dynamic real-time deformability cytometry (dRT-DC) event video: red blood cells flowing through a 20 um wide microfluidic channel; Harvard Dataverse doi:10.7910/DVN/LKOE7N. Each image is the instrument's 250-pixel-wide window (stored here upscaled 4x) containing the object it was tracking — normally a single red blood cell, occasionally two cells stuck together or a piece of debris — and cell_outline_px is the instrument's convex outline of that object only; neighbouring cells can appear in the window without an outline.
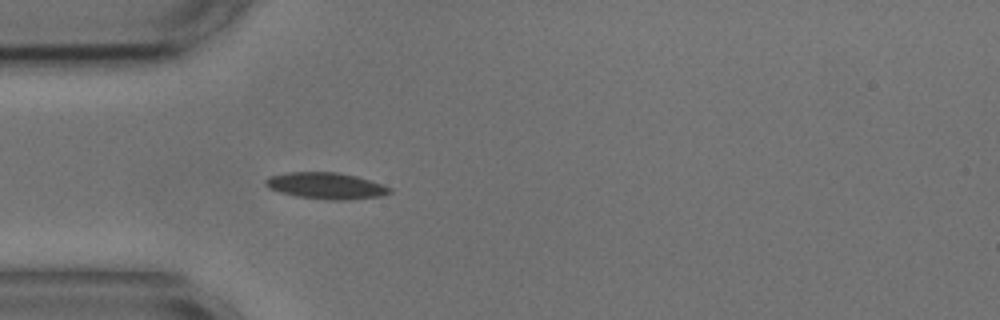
{"species": "common noctule bat (a hibernating species)", "species_latin": "Nyctalus noctula", "temperature_condition": "cold", "stored_images_in_passage": 40, "camera_frame_rate_fps": 3000, "um_per_image_px": 0.085, "animal": {"sex": "male", "body_mass_g": 17.9, "forearm_length_mm": 54.2}, "frame": {"image": 1, "passage_image": 1, "time_ms": 0.0, "image_size_px": [1000, 320], "cell_outline_px": [[392, 192], [380, 196], [344, 200], [332, 200], [296, 196], [280, 192], [268, 188], [264, 184], [264, 180], [268, 176], [288, 172], [340, 172], [356, 176], [392, 188]], "centroid_in_image_um": [27.66, 15.78], "position_along_channel_um": 57.3, "area_um2": 19.07}}
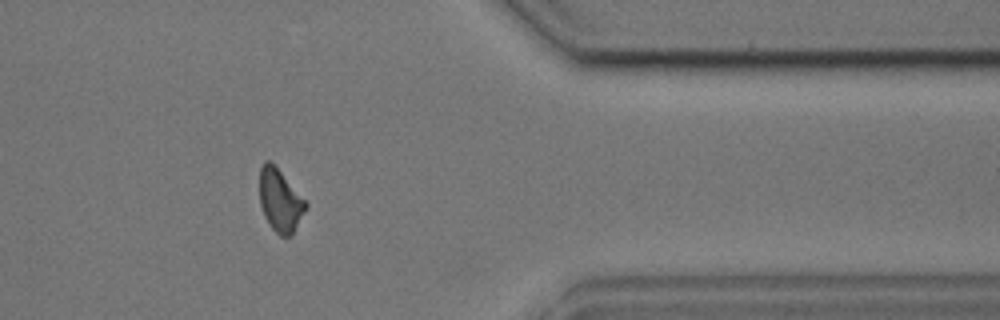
{"frame": {"image": 2, "passage_image": 30, "time_ms": 9.667, "image_size_px": [1000, 320], "cell_outline_px": [[308, 208], [292, 232], [288, 236], [280, 236], [272, 228], [264, 216], [260, 204], [260, 168], [264, 160], [268, 160], [280, 172], [308, 204]], "centroid_in_image_um": [23.79, 17.05], "position_along_channel_um": 387.6, "area_um2": 16.36}}
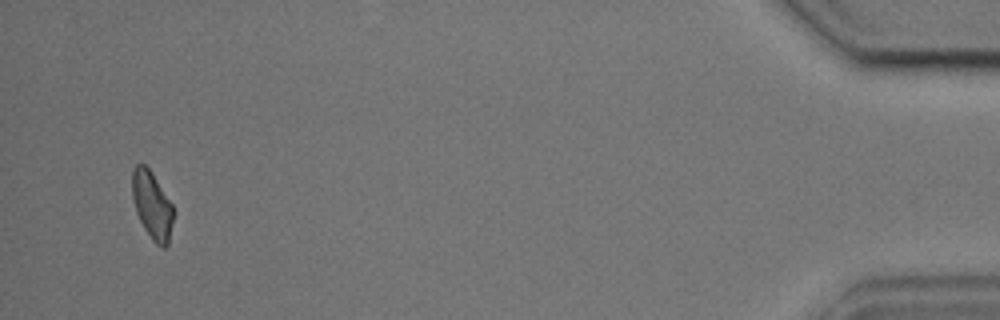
{"frame": {"image": 3, "passage_image": 38, "time_ms": 12.333, "image_size_px": [1000, 320], "cell_outline_px": [[172, 220], [168, 244], [164, 248], [160, 248], [152, 240], [144, 228], [136, 212], [132, 200], [132, 168], [136, 164], [144, 164], [152, 172], [172, 204]], "centroid_in_image_um": [12.89, 17.43], "position_along_channel_um": 422.3, "area_um2": 16.13}, "authors_computed_cell_mechanics": {"area_um2": 17.4556, "velocity_mm_per_s": 3.6466, "shape_relaxation_time_tau1_ms": 4.0047, "shape_relaxation_time_tau2_ms": 2.8413, "deformation_change_tau1": 0.0957, "deformation_change_tau2": 0.0857}}